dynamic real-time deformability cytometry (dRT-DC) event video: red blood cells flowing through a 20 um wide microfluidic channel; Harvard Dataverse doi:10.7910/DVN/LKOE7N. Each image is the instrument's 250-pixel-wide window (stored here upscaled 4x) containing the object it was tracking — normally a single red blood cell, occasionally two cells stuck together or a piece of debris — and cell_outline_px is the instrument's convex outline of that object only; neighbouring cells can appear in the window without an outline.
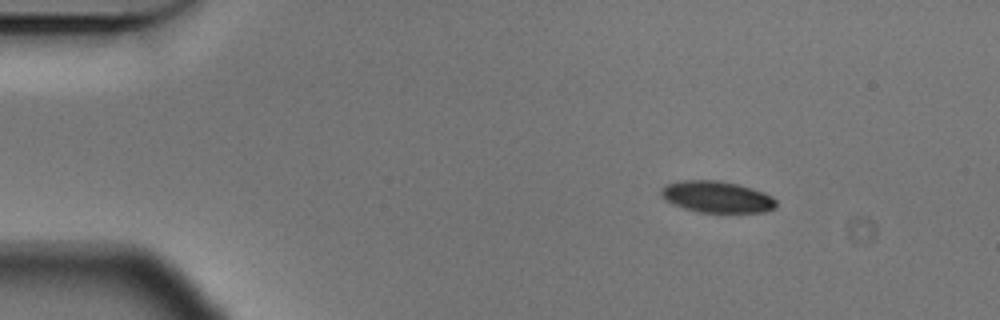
{"species": "Egyptian fruit bat (a non-hibernating species)", "species_latin": "Rousettus aegyptiacus", "temperature_condition": "cold", "stored_images_in_passage": 34, "camera_frame_rate_fps": 3000, "um_per_image_px": 0.085, "animal": {"sex": "male"}, "frame": {"image": 1, "passage_image": 1, "time_ms": 0.0, "image_size_px": [1000, 320], "cell_outline_px": [[776, 208], [764, 212], [700, 212], [684, 208], [672, 204], [664, 200], [660, 196], [660, 188], [664, 184], [680, 180], [720, 180], [752, 188], [764, 192], [772, 196], [776, 200]], "centroid_in_image_um": [60.89, 16.72], "position_along_channel_um": 24.1, "area_um2": 21.39}}
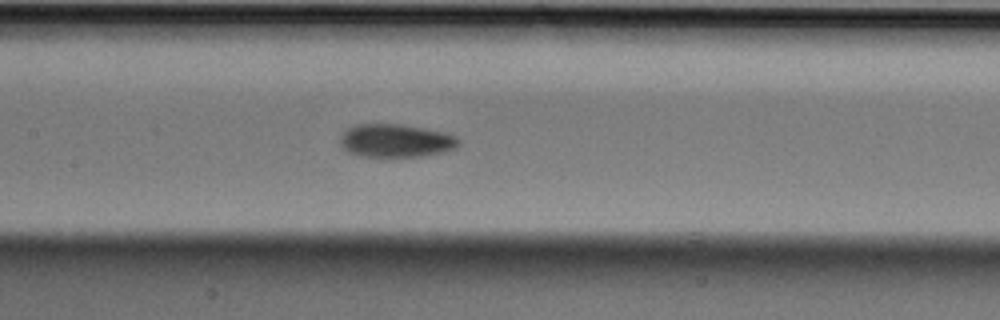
{"frame": {"image": 2, "passage_image": 20, "time_ms": 6.333, "image_size_px": [1000, 320], "cell_outline_px": [[460, 144], [456, 148], [444, 152], [420, 156], [360, 156], [348, 152], [340, 144], [340, 136], [348, 128], [356, 124], [400, 124], [424, 128], [444, 132], [456, 136], [460, 140]], "centroid_in_image_um": [33.66, 11.95], "position_along_channel_um": 173.7, "area_um2": 22.89}}
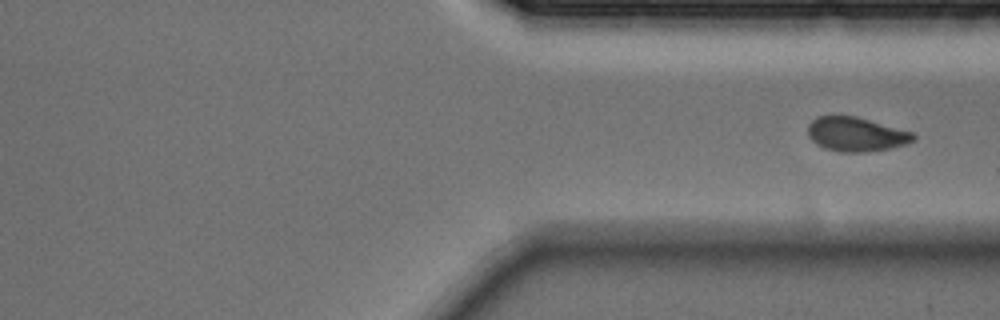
{"frame": {"image": 3, "passage_image": 34, "time_ms": 11.0, "image_size_px": [1000, 320], "cell_outline_px": [[916, 140], [908, 144], [892, 148], [864, 152], [840, 152], [824, 148], [816, 144], [808, 136], [808, 124], [816, 116], [856, 116], [916, 132]], "centroid_in_image_um": [72.82, 11.41], "position_along_channel_um": 338.6, "area_um2": 21.44}}